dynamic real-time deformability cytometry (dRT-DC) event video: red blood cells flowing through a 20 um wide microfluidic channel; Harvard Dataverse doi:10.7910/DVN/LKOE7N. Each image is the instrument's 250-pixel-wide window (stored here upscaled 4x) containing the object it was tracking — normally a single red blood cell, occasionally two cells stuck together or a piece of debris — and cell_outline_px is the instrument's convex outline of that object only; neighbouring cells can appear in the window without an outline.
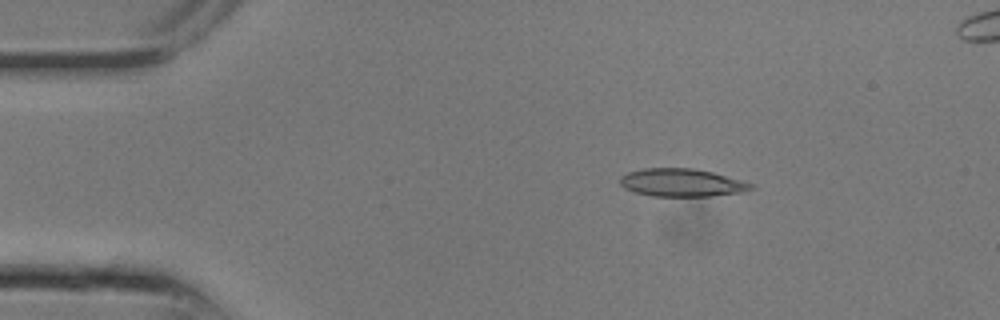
{"species": "common noctule bat (a hibernating species)", "species_latin": "Nyctalus noctula", "temperature_condition": "room temperature", "stored_images_in_passage": 8, "camera_frame_rate_fps": 3000, "um_per_image_px": 0.085, "animal": {"sex": "male", "body_mass_g": 13.3}, "frame": {"image": 1, "passage_image": 1, "time_ms": 0.0, "image_size_px": [1000, 320], "cell_outline_px": [[752, 188], [744, 192], [712, 196], [652, 196], [636, 192], [624, 188], [620, 184], [620, 176], [628, 172], [644, 168], [692, 168], [712, 172], [740, 180], [752, 184]], "centroid_in_image_um": [57.91, 15.52], "position_along_channel_um": 27.1, "area_um2": 21.15}}
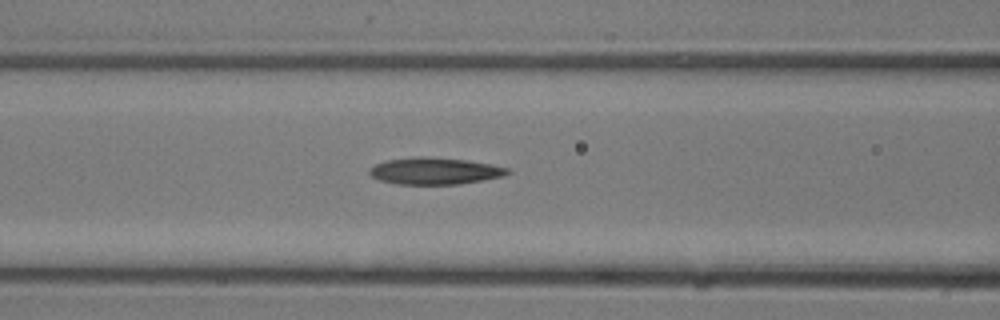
{"frame": {"image": 2, "passage_image": 7, "time_ms": 2.0, "image_size_px": [1000, 320], "cell_outline_px": [[512, 172], [504, 176], [484, 180], [460, 184], [396, 184], [380, 180], [372, 176], [368, 172], [368, 168], [376, 164], [388, 160], [416, 156], [420, 156], [468, 160], [508, 168]], "centroid_in_image_um": [36.96, 14.54], "position_along_channel_um": 129.6, "area_um2": 21.56}}